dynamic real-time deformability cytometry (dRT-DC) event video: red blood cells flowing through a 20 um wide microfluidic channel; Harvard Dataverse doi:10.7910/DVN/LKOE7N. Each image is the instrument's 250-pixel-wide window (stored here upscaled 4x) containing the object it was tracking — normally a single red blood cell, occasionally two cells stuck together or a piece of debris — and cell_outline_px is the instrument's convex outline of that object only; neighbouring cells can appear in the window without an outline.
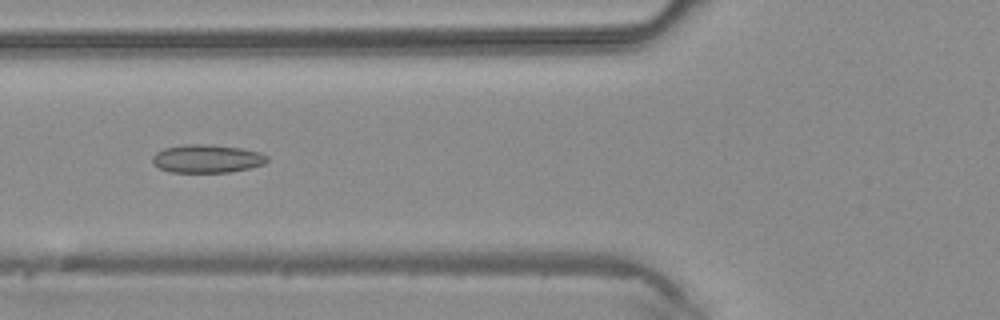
{"species": "common noctule bat (a hibernating species)", "species_latin": "Nyctalus noctula", "temperature_condition": "warm", "stored_images_in_passage": 43, "camera_frame_rate_fps": 3000, "um_per_image_px": 0.085, "animal": {"sex": "male", "body_mass_g": 20.4}, "frame": {"image": 1, "passage_image": 17, "time_ms": 5.333, "image_size_px": [1000, 320], "cell_outline_px": [[268, 160], [264, 164], [248, 168], [228, 172], [168, 172], [152, 164], [152, 156], [156, 152], [164, 148], [184, 144], [208, 144], [240, 148], [260, 152], [268, 156]], "centroid_in_image_um": [17.56, 13.48], "position_along_channel_um": 108.2, "area_um2": 18.9}}
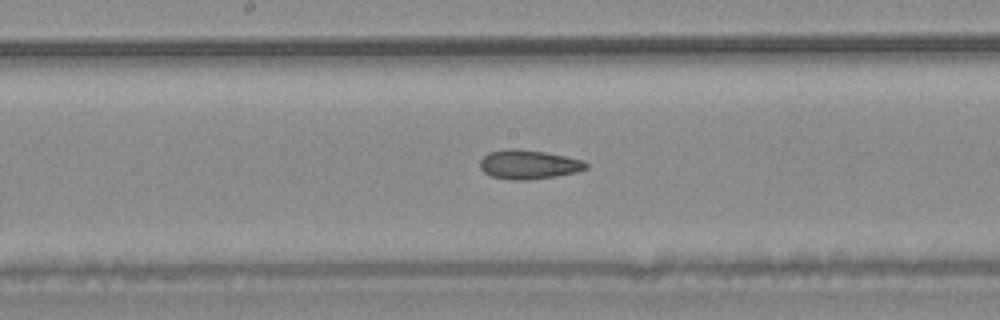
{"frame": {"image": 2, "passage_image": 23, "time_ms": 7.333, "image_size_px": [1000, 320], "cell_outline_px": [[588, 168], [576, 172], [556, 176], [528, 180], [512, 180], [492, 176], [484, 172], [480, 168], [480, 160], [488, 152], [508, 148], [516, 148], [544, 152], [584, 160], [588, 164]], "centroid_in_image_um": [44.93, 13.98], "position_along_channel_um": 203.3, "area_um2": 18.03}}
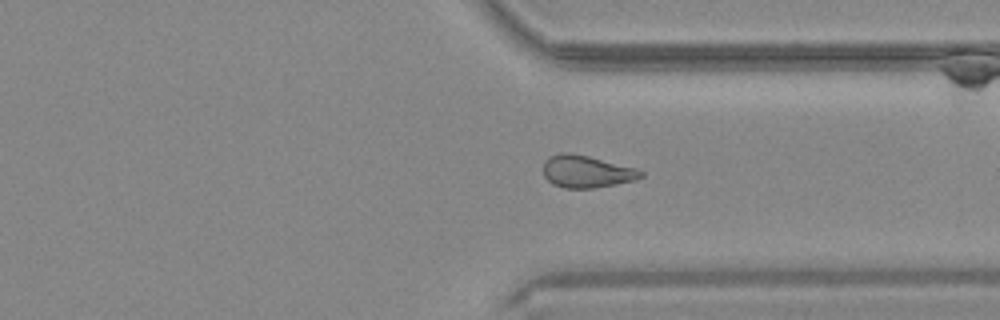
{"frame": {"image": 3, "passage_image": 33, "time_ms": 10.667, "image_size_px": [1000, 320], "cell_outline_px": [[644, 176], [636, 180], [616, 184], [592, 188], [564, 188], [552, 184], [544, 176], [544, 160], [548, 156], [564, 152], [568, 152], [588, 156], [636, 168], [644, 172]], "centroid_in_image_um": [49.85, 14.58], "position_along_channel_um": 361.5, "area_um2": 18.38}}